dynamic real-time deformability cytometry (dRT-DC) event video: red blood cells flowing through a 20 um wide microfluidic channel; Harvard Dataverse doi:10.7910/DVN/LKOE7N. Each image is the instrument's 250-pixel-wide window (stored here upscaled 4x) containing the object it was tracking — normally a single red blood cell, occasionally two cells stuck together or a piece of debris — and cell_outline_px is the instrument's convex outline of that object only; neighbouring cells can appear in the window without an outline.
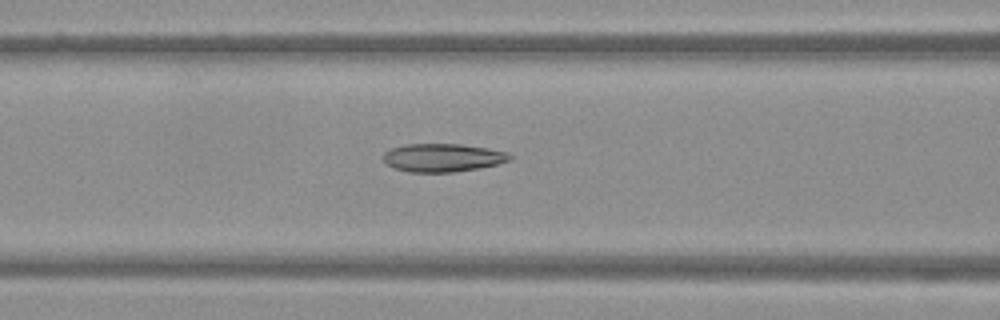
{"species": "Egyptian fruit bat (a non-hibernating species)", "species_latin": "Rousettus aegyptiacus", "temperature_condition": "warm", "stored_images_in_passage": 41, "camera_frame_rate_fps": 3000, "um_per_image_px": 0.085, "frame": {"image": 1, "passage_image": 12, "time_ms": 3.667, "image_size_px": [1000, 320], "cell_outline_px": [[512, 160], [500, 164], [480, 168], [452, 172], [408, 172], [392, 168], [384, 160], [384, 152], [392, 148], [404, 144], [460, 144], [488, 148], [508, 152], [512, 156]], "centroid_in_image_um": [37.67, 13.4], "position_along_channel_um": 128.9, "area_um2": 20.98}}
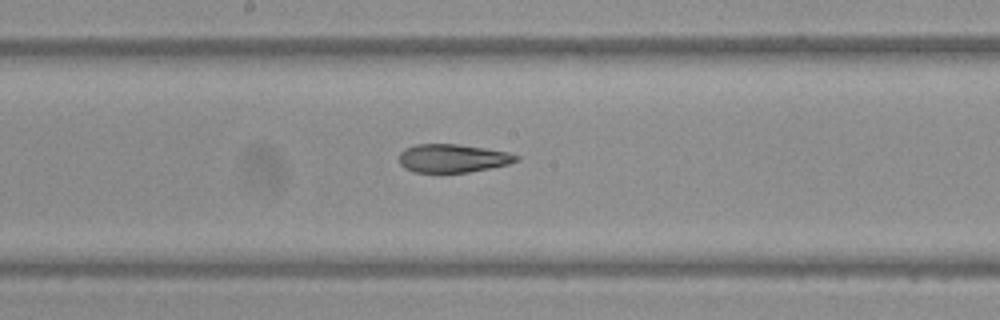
{"frame": {"image": 2, "passage_image": 18, "time_ms": 5.667, "image_size_px": [1000, 320], "cell_outline_px": [[520, 160], [508, 164], [492, 168], [468, 172], [412, 172], [404, 168], [400, 164], [400, 152], [404, 148], [416, 144], [460, 144], [508, 152], [520, 156]], "centroid_in_image_um": [38.49, 13.45], "position_along_channel_um": 209.7, "area_um2": 19.48}}
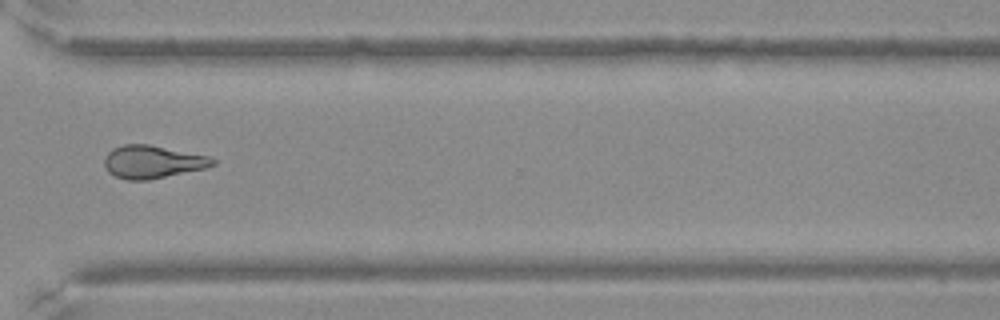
{"frame": {"image": 3, "passage_image": 29, "time_ms": 9.333, "image_size_px": [1000, 320], "cell_outline_px": [[216, 164], [204, 168], [148, 180], [128, 180], [116, 176], [108, 172], [104, 164], [104, 156], [112, 148], [124, 144], [148, 144], [208, 156], [216, 160]], "centroid_in_image_um": [12.93, 13.75], "position_along_channel_um": 357.7, "area_um2": 20.58}}